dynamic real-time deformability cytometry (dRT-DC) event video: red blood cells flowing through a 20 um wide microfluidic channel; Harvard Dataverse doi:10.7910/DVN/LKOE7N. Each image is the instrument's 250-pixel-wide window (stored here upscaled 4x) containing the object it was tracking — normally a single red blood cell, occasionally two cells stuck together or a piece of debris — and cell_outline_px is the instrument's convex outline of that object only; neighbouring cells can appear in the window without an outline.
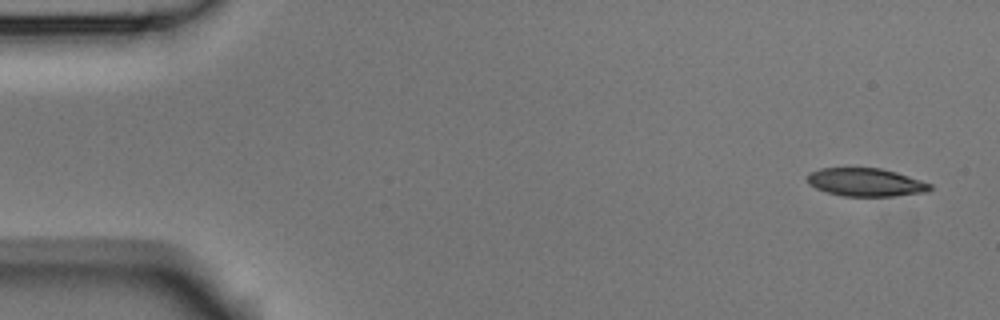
{"species": "Egyptian fruit bat (a non-hibernating species)", "species_latin": "Rousettus aegyptiacus", "temperature_condition": "room temperature", "stored_images_in_passage": 6, "camera_frame_rate_fps": 3000, "um_per_image_px": 0.085, "animal": {"sex": "male"}, "frame": {"image": 1, "passage_image": 1, "time_ms": 0.0, "image_size_px": [1000, 320], "cell_outline_px": [[932, 188], [928, 192], [892, 196], [844, 196], [828, 192], [816, 188], [808, 184], [804, 176], [808, 172], [820, 168], [880, 168], [896, 172], [932, 184]], "centroid_in_image_um": [73.54, 15.49], "position_along_channel_um": 11.5, "area_um2": 20.23}}